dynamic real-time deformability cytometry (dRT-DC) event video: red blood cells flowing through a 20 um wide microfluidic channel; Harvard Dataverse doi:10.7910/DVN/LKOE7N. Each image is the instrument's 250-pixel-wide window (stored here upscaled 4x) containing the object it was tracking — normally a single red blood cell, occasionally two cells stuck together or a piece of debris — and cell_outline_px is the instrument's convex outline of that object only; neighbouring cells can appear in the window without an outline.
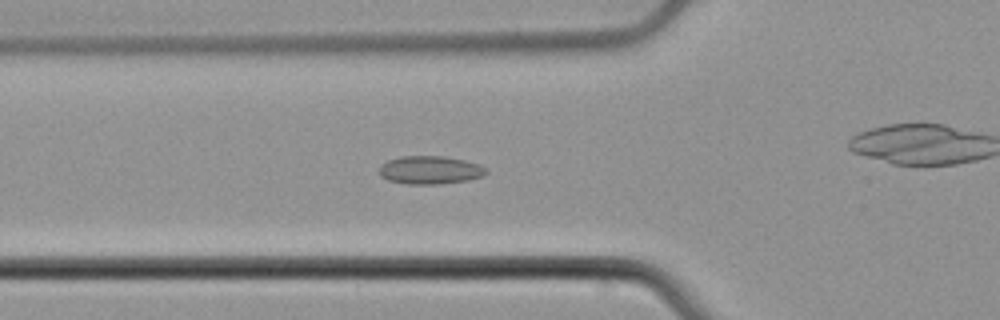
{"species": "common noctule bat (a hibernating species)", "species_latin": "Nyctalus noctula", "temperature_condition": "cold", "stored_images_in_passage": 45, "camera_frame_rate_fps": 3000, "um_per_image_px": 0.085, "animal": {"sex": "male", "body_mass_g": 21.5, "forearm_length_mm": 52.0}, "frame": {"image": 1, "passage_image": 9, "time_ms": 2.667, "image_size_px": [1000, 320], "cell_outline_px": [[488, 172], [484, 176], [468, 180], [440, 184], [408, 184], [388, 180], [380, 176], [380, 164], [388, 160], [400, 156], [444, 156], [464, 160], [480, 164]], "centroid_in_image_um": [36.55, 14.45], "position_along_channel_um": 89.2, "area_um2": 17.63}}
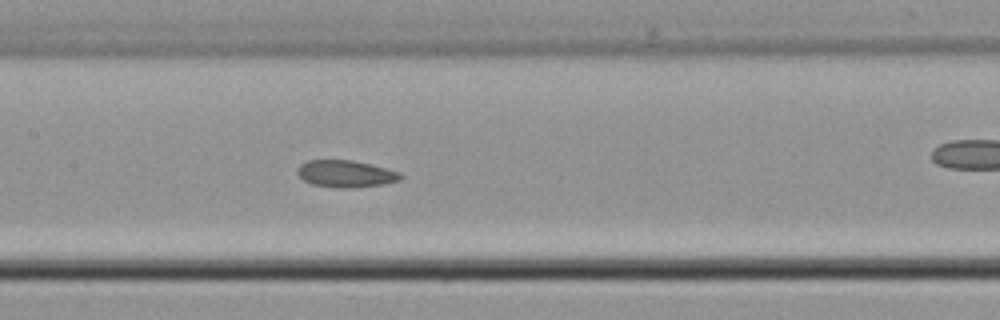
{"frame": {"image": 2, "passage_image": 16, "time_ms": 5.0, "image_size_px": [1000, 320], "cell_outline_px": [[404, 176], [400, 180], [384, 184], [348, 188], [340, 188], [312, 184], [304, 180], [296, 172], [300, 164], [308, 160], [352, 160], [400, 172]], "centroid_in_image_um": [29.38, 14.77], "position_along_channel_um": 178.0, "area_um2": 16.07}}
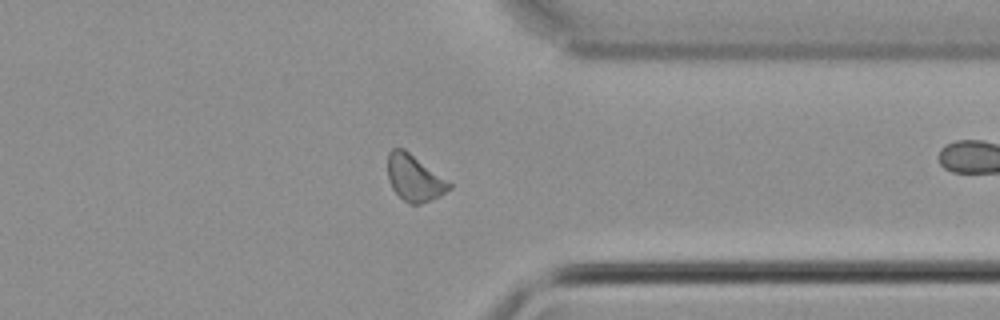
{"frame": {"image": 3, "passage_image": 32, "time_ms": 10.333, "image_size_px": [1000, 320], "cell_outline_px": [[452, 188], [440, 196], [420, 204], [408, 204], [392, 188], [388, 180], [388, 152], [392, 148], [404, 148], [452, 184]], "centroid_in_image_um": [35.21, 15.13], "position_along_channel_um": 376.2, "area_um2": 16.47}}